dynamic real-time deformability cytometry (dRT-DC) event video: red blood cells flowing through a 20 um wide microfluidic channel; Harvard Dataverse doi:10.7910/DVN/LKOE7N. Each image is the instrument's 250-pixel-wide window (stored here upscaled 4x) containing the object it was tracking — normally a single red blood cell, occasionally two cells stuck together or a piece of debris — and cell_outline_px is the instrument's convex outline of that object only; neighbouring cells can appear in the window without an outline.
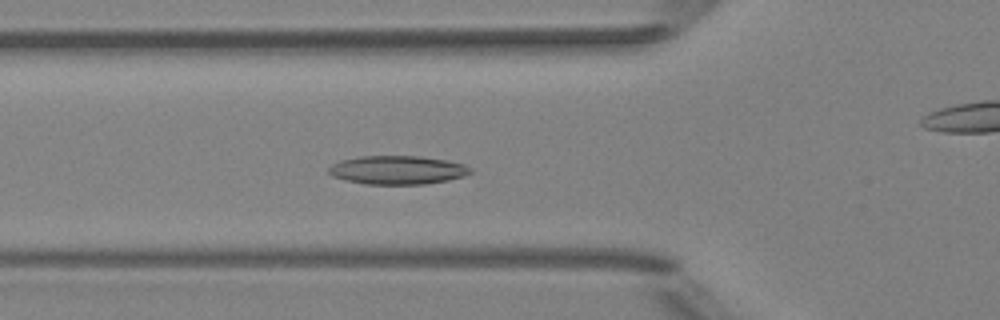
{"species": "Egyptian fruit bat (a non-hibernating species)", "species_latin": "Rousettus aegyptiacus", "temperature_condition": "room temperature", "stored_images_in_passage": 44, "camera_frame_rate_fps": 3000, "um_per_image_px": 0.085, "animal": {"sex": "female"}, "frame": {"image": 1, "passage_image": 10, "time_ms": 3.0, "image_size_px": [1000, 320], "cell_outline_px": [[472, 172], [464, 176], [448, 180], [424, 184], [364, 184], [344, 180], [332, 176], [328, 172], [328, 168], [332, 164], [340, 160], [360, 156], [420, 156], [448, 160], [464, 164], [472, 168]], "centroid_in_image_um": [33.78, 14.45], "position_along_channel_um": 92.0, "area_um2": 23.81}}
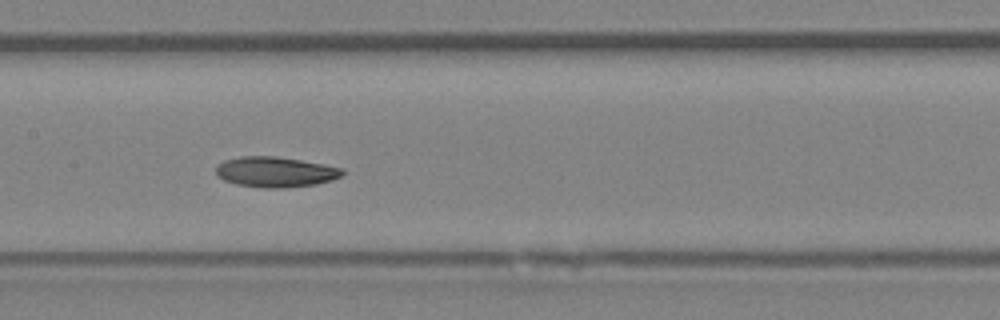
{"frame": {"image": 2, "passage_image": 17, "time_ms": 5.333, "image_size_px": [1000, 320], "cell_outline_px": [[344, 172], [340, 176], [332, 180], [316, 184], [284, 188], [260, 188], [236, 184], [224, 180], [216, 176], [216, 164], [224, 160], [240, 156], [276, 156], [324, 164], [344, 168]], "centroid_in_image_um": [23.38, 14.61], "position_along_channel_um": 184.0, "area_um2": 22.6}}
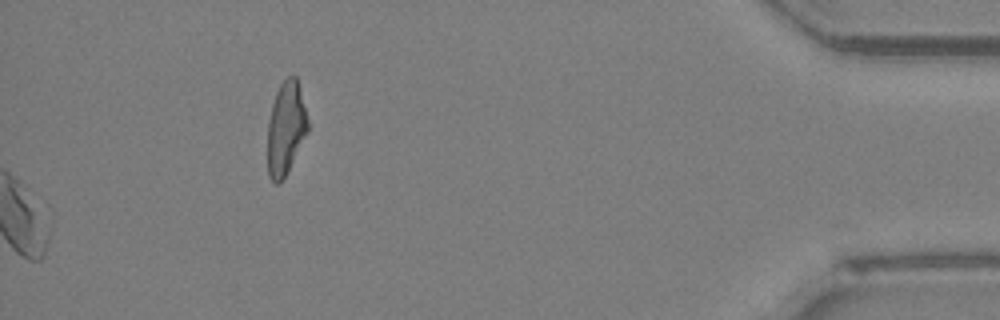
{"frame": {"image": 3, "passage_image": 44, "time_ms": 14.333, "image_size_px": [1000, 320], "cell_outline_px": [[308, 132], [284, 176], [276, 184], [268, 176], [268, 120], [272, 104], [276, 92], [280, 84], [288, 76], [296, 76], [300, 88], [308, 120]], "centroid_in_image_um": [24.29, 10.86], "position_along_channel_um": 410.9, "area_um2": 21.5}, "authors_computed_cell_mechanics": {"area_um2": 22.253, "velocity_mm_per_s": 3.9523, "shape_relaxation_time_tau1_ms": 5.8729, "shape_relaxation_time_tau2_ms": 9.1872, "deformation_change_tau1": 0.1223, "deformation_change_tau2": 0.1545}}